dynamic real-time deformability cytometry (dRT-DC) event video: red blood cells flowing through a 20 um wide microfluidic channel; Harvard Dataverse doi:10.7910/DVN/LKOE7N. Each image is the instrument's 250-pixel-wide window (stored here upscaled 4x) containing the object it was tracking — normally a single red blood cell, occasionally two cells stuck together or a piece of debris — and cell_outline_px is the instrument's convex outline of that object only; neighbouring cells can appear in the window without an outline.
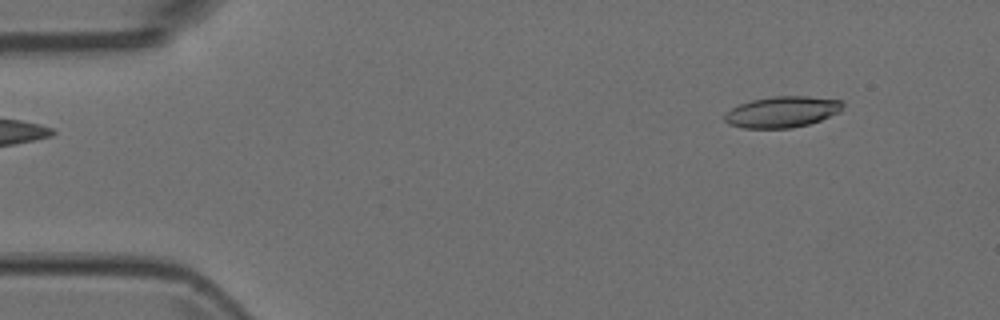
{"species": "Egyptian fruit bat (a non-hibernating species)", "species_latin": "Rousettus aegyptiacus", "temperature_condition": "room temperature", "stored_images_in_passage": 5, "camera_frame_rate_fps": 3000, "um_per_image_px": 0.085, "animal": {"sex": "female"}, "frame": {"image": 1, "passage_image": 2, "time_ms": 0.333, "image_size_px": [1000, 320], "cell_outline_px": [[844, 104], [840, 112], [820, 120], [808, 124], [792, 128], [744, 128], [728, 124], [724, 120], [724, 116], [732, 108], [740, 104], [752, 100], [772, 96], [808, 96], [840, 100]], "centroid_in_image_um": [66.49, 9.51], "position_along_channel_um": 18.5, "area_um2": 21.33}}
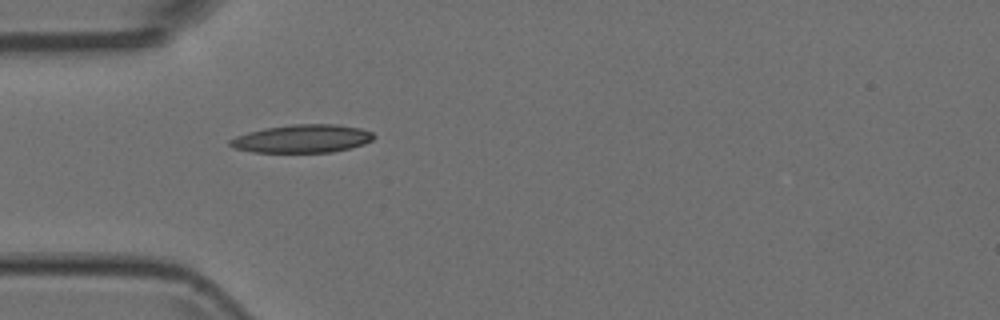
{"frame": {"image": 2, "passage_image": 5, "time_ms": 1.333, "image_size_px": [1000, 320], "cell_outline_px": [[376, 136], [372, 140], [364, 144], [352, 148], [332, 152], [252, 152], [232, 148], [228, 144], [228, 140], [236, 136], [248, 132], [264, 128], [292, 124], [336, 124], [360, 128], [372, 132]], "centroid_in_image_um": [25.68, 11.79], "position_along_channel_um": 59.3, "area_um2": 23.76}}